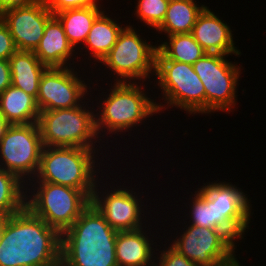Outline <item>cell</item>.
Segmentation results:
<instances>
[{
    "label": "cell",
    "mask_w": 266,
    "mask_h": 266,
    "mask_svg": "<svg viewBox=\"0 0 266 266\" xmlns=\"http://www.w3.org/2000/svg\"><path fill=\"white\" fill-rule=\"evenodd\" d=\"M61 234L27 207L4 217L0 266H49L60 259Z\"/></svg>",
    "instance_id": "cell-1"
},
{
    "label": "cell",
    "mask_w": 266,
    "mask_h": 266,
    "mask_svg": "<svg viewBox=\"0 0 266 266\" xmlns=\"http://www.w3.org/2000/svg\"><path fill=\"white\" fill-rule=\"evenodd\" d=\"M114 230L90 205L61 233L60 259L67 266H118Z\"/></svg>",
    "instance_id": "cell-2"
},
{
    "label": "cell",
    "mask_w": 266,
    "mask_h": 266,
    "mask_svg": "<svg viewBox=\"0 0 266 266\" xmlns=\"http://www.w3.org/2000/svg\"><path fill=\"white\" fill-rule=\"evenodd\" d=\"M110 80L111 88L106 89L109 90L108 94L101 93L98 105L95 104L97 107L95 111H98L95 113L96 131L99 138L103 137V140L107 134L118 136L124 135L123 133L129 130L131 132L134 127L137 129L142 123L144 124L147 118L159 114L156 99L150 98L148 87L147 91L143 90L145 88L143 82H114L112 84V79Z\"/></svg>",
    "instance_id": "cell-3"
},
{
    "label": "cell",
    "mask_w": 266,
    "mask_h": 266,
    "mask_svg": "<svg viewBox=\"0 0 266 266\" xmlns=\"http://www.w3.org/2000/svg\"><path fill=\"white\" fill-rule=\"evenodd\" d=\"M100 151L80 147L43 146L38 173L28 182H49L69 186L82 190L91 199L100 177L98 175L104 173L103 169L100 171L101 162L97 163L102 158L97 156Z\"/></svg>",
    "instance_id": "cell-4"
},
{
    "label": "cell",
    "mask_w": 266,
    "mask_h": 266,
    "mask_svg": "<svg viewBox=\"0 0 266 266\" xmlns=\"http://www.w3.org/2000/svg\"><path fill=\"white\" fill-rule=\"evenodd\" d=\"M155 76L157 85L153 86L162 90L161 100L165 103L157 102L159 113L175 107L192 116L207 115L205 88L191 64L168 60L157 49Z\"/></svg>",
    "instance_id": "cell-5"
},
{
    "label": "cell",
    "mask_w": 266,
    "mask_h": 266,
    "mask_svg": "<svg viewBox=\"0 0 266 266\" xmlns=\"http://www.w3.org/2000/svg\"><path fill=\"white\" fill-rule=\"evenodd\" d=\"M91 100L92 107L84 102L74 108L40 111L37 124L43 146L98 149L95 144L105 141L97 134Z\"/></svg>",
    "instance_id": "cell-6"
},
{
    "label": "cell",
    "mask_w": 266,
    "mask_h": 266,
    "mask_svg": "<svg viewBox=\"0 0 266 266\" xmlns=\"http://www.w3.org/2000/svg\"><path fill=\"white\" fill-rule=\"evenodd\" d=\"M90 203L82 190L69 186L49 182L26 184V207L60 234L73 225Z\"/></svg>",
    "instance_id": "cell-7"
},
{
    "label": "cell",
    "mask_w": 266,
    "mask_h": 266,
    "mask_svg": "<svg viewBox=\"0 0 266 266\" xmlns=\"http://www.w3.org/2000/svg\"><path fill=\"white\" fill-rule=\"evenodd\" d=\"M132 25H125L110 52L101 60L114 82H150L155 75L157 44L149 42ZM152 43V44H151ZM151 76V77H150Z\"/></svg>",
    "instance_id": "cell-8"
},
{
    "label": "cell",
    "mask_w": 266,
    "mask_h": 266,
    "mask_svg": "<svg viewBox=\"0 0 266 266\" xmlns=\"http://www.w3.org/2000/svg\"><path fill=\"white\" fill-rule=\"evenodd\" d=\"M227 57L229 55L206 53L192 65L205 88L207 115L218 111L230 114L236 109L243 66Z\"/></svg>",
    "instance_id": "cell-9"
},
{
    "label": "cell",
    "mask_w": 266,
    "mask_h": 266,
    "mask_svg": "<svg viewBox=\"0 0 266 266\" xmlns=\"http://www.w3.org/2000/svg\"><path fill=\"white\" fill-rule=\"evenodd\" d=\"M102 176L104 177V175H101V178L95 184L91 203L104 216L108 224L118 232L137 230L146 226L148 220L147 216H145V214L147 215L145 210H148L147 207L149 206L143 203L145 201L142 198L145 196H142L139 191L137 194V192L133 191L135 188L131 187V189L130 186H125L126 184L124 183L123 185H119L120 187L116 185V188L115 183L111 180L113 183L112 186L110 183H107L108 181H106L105 185L102 182Z\"/></svg>",
    "instance_id": "cell-10"
},
{
    "label": "cell",
    "mask_w": 266,
    "mask_h": 266,
    "mask_svg": "<svg viewBox=\"0 0 266 266\" xmlns=\"http://www.w3.org/2000/svg\"><path fill=\"white\" fill-rule=\"evenodd\" d=\"M184 224L169 244L198 266L229 264L237 257V245L222 230Z\"/></svg>",
    "instance_id": "cell-11"
},
{
    "label": "cell",
    "mask_w": 266,
    "mask_h": 266,
    "mask_svg": "<svg viewBox=\"0 0 266 266\" xmlns=\"http://www.w3.org/2000/svg\"><path fill=\"white\" fill-rule=\"evenodd\" d=\"M42 149L37 123L10 125L0 141V167L27 184L38 173Z\"/></svg>",
    "instance_id": "cell-12"
},
{
    "label": "cell",
    "mask_w": 266,
    "mask_h": 266,
    "mask_svg": "<svg viewBox=\"0 0 266 266\" xmlns=\"http://www.w3.org/2000/svg\"><path fill=\"white\" fill-rule=\"evenodd\" d=\"M75 69L78 70L72 66L48 67L44 71L36 98L40 111L74 108L84 102L91 103V98L88 99L87 95L91 94L89 92H92V88L84 81L89 78L84 79V76L79 74L80 70L77 72Z\"/></svg>",
    "instance_id": "cell-13"
},
{
    "label": "cell",
    "mask_w": 266,
    "mask_h": 266,
    "mask_svg": "<svg viewBox=\"0 0 266 266\" xmlns=\"http://www.w3.org/2000/svg\"><path fill=\"white\" fill-rule=\"evenodd\" d=\"M216 180L203 183L199 188L217 204L218 218H224V233L235 243L245 239L253 215L251 199L231 182ZM236 241V242H235Z\"/></svg>",
    "instance_id": "cell-14"
},
{
    "label": "cell",
    "mask_w": 266,
    "mask_h": 266,
    "mask_svg": "<svg viewBox=\"0 0 266 266\" xmlns=\"http://www.w3.org/2000/svg\"><path fill=\"white\" fill-rule=\"evenodd\" d=\"M53 16L46 0H34L4 12L0 18L7 25L17 50L34 52Z\"/></svg>",
    "instance_id": "cell-15"
},
{
    "label": "cell",
    "mask_w": 266,
    "mask_h": 266,
    "mask_svg": "<svg viewBox=\"0 0 266 266\" xmlns=\"http://www.w3.org/2000/svg\"><path fill=\"white\" fill-rule=\"evenodd\" d=\"M232 32L227 22L206 6L199 14L191 34L207 53L240 57L242 53L235 46Z\"/></svg>",
    "instance_id": "cell-16"
},
{
    "label": "cell",
    "mask_w": 266,
    "mask_h": 266,
    "mask_svg": "<svg viewBox=\"0 0 266 266\" xmlns=\"http://www.w3.org/2000/svg\"><path fill=\"white\" fill-rule=\"evenodd\" d=\"M146 228L147 224L137 230L117 233L115 250L118 266H155V251L160 244L154 242L156 233L152 232L151 235V229Z\"/></svg>",
    "instance_id": "cell-17"
},
{
    "label": "cell",
    "mask_w": 266,
    "mask_h": 266,
    "mask_svg": "<svg viewBox=\"0 0 266 266\" xmlns=\"http://www.w3.org/2000/svg\"><path fill=\"white\" fill-rule=\"evenodd\" d=\"M75 52L67 40L62 24L53 16L45 26L44 35L34 51L35 55L47 67H71L77 63L74 62L77 54Z\"/></svg>",
    "instance_id": "cell-18"
},
{
    "label": "cell",
    "mask_w": 266,
    "mask_h": 266,
    "mask_svg": "<svg viewBox=\"0 0 266 266\" xmlns=\"http://www.w3.org/2000/svg\"><path fill=\"white\" fill-rule=\"evenodd\" d=\"M108 14L106 10H104L93 22L92 27L87 35L86 41L84 42L83 46L79 49L80 51H77L76 53L81 52L83 53V50L85 49L87 54V49L89 53V58L85 57L87 60L91 61L94 60V62L97 61V63H100L101 60L110 52L112 47L117 41L119 33L122 31V29L125 27L122 24L120 25L118 22L119 20L116 18L113 19ZM118 20V21H117ZM117 22V23H116ZM123 26V27H122ZM99 61V62H98Z\"/></svg>",
    "instance_id": "cell-19"
},
{
    "label": "cell",
    "mask_w": 266,
    "mask_h": 266,
    "mask_svg": "<svg viewBox=\"0 0 266 266\" xmlns=\"http://www.w3.org/2000/svg\"><path fill=\"white\" fill-rule=\"evenodd\" d=\"M11 85L33 96L38 95L42 74L48 68L33 51L17 50L10 58Z\"/></svg>",
    "instance_id": "cell-20"
},
{
    "label": "cell",
    "mask_w": 266,
    "mask_h": 266,
    "mask_svg": "<svg viewBox=\"0 0 266 266\" xmlns=\"http://www.w3.org/2000/svg\"><path fill=\"white\" fill-rule=\"evenodd\" d=\"M40 110L36 99L10 85L0 94V115L11 125L37 123Z\"/></svg>",
    "instance_id": "cell-21"
},
{
    "label": "cell",
    "mask_w": 266,
    "mask_h": 266,
    "mask_svg": "<svg viewBox=\"0 0 266 266\" xmlns=\"http://www.w3.org/2000/svg\"><path fill=\"white\" fill-rule=\"evenodd\" d=\"M103 6L66 9L54 16L62 24L66 37L74 50H79L86 41L95 19L105 10Z\"/></svg>",
    "instance_id": "cell-22"
},
{
    "label": "cell",
    "mask_w": 266,
    "mask_h": 266,
    "mask_svg": "<svg viewBox=\"0 0 266 266\" xmlns=\"http://www.w3.org/2000/svg\"><path fill=\"white\" fill-rule=\"evenodd\" d=\"M196 0L170 2L162 24L156 29L166 36L191 33L199 14L206 7Z\"/></svg>",
    "instance_id": "cell-23"
},
{
    "label": "cell",
    "mask_w": 266,
    "mask_h": 266,
    "mask_svg": "<svg viewBox=\"0 0 266 266\" xmlns=\"http://www.w3.org/2000/svg\"><path fill=\"white\" fill-rule=\"evenodd\" d=\"M190 195V202H187L185 206L189 211H187L185 219L189 221H184L194 226H202L207 228H213L222 230L224 232V218H218V210L216 202H213L200 188H196L194 194ZM189 212V213H188ZM189 214V216H188ZM187 216V217H186ZM187 218V219H186Z\"/></svg>",
    "instance_id": "cell-24"
},
{
    "label": "cell",
    "mask_w": 266,
    "mask_h": 266,
    "mask_svg": "<svg viewBox=\"0 0 266 266\" xmlns=\"http://www.w3.org/2000/svg\"><path fill=\"white\" fill-rule=\"evenodd\" d=\"M157 45V49L168 59L193 65L207 52L191 33L173 34Z\"/></svg>",
    "instance_id": "cell-25"
},
{
    "label": "cell",
    "mask_w": 266,
    "mask_h": 266,
    "mask_svg": "<svg viewBox=\"0 0 266 266\" xmlns=\"http://www.w3.org/2000/svg\"><path fill=\"white\" fill-rule=\"evenodd\" d=\"M26 207V184L0 167V216L8 217Z\"/></svg>",
    "instance_id": "cell-26"
},
{
    "label": "cell",
    "mask_w": 266,
    "mask_h": 266,
    "mask_svg": "<svg viewBox=\"0 0 266 266\" xmlns=\"http://www.w3.org/2000/svg\"><path fill=\"white\" fill-rule=\"evenodd\" d=\"M168 5V0H137L134 15L147 28L156 30L165 18Z\"/></svg>",
    "instance_id": "cell-27"
},
{
    "label": "cell",
    "mask_w": 266,
    "mask_h": 266,
    "mask_svg": "<svg viewBox=\"0 0 266 266\" xmlns=\"http://www.w3.org/2000/svg\"><path fill=\"white\" fill-rule=\"evenodd\" d=\"M165 246L161 250L157 248L155 256V266H198L194 261H190L184 255L180 254L176 249H174L170 244ZM160 253V254H159Z\"/></svg>",
    "instance_id": "cell-28"
},
{
    "label": "cell",
    "mask_w": 266,
    "mask_h": 266,
    "mask_svg": "<svg viewBox=\"0 0 266 266\" xmlns=\"http://www.w3.org/2000/svg\"><path fill=\"white\" fill-rule=\"evenodd\" d=\"M103 1V0H100ZM99 0H46L48 9L54 14L74 8H84L90 6H103Z\"/></svg>",
    "instance_id": "cell-29"
},
{
    "label": "cell",
    "mask_w": 266,
    "mask_h": 266,
    "mask_svg": "<svg viewBox=\"0 0 266 266\" xmlns=\"http://www.w3.org/2000/svg\"><path fill=\"white\" fill-rule=\"evenodd\" d=\"M17 51L7 25L0 18V59L9 60Z\"/></svg>",
    "instance_id": "cell-30"
},
{
    "label": "cell",
    "mask_w": 266,
    "mask_h": 266,
    "mask_svg": "<svg viewBox=\"0 0 266 266\" xmlns=\"http://www.w3.org/2000/svg\"><path fill=\"white\" fill-rule=\"evenodd\" d=\"M11 85L9 60L0 59V94Z\"/></svg>",
    "instance_id": "cell-31"
},
{
    "label": "cell",
    "mask_w": 266,
    "mask_h": 266,
    "mask_svg": "<svg viewBox=\"0 0 266 266\" xmlns=\"http://www.w3.org/2000/svg\"><path fill=\"white\" fill-rule=\"evenodd\" d=\"M34 0H0V15L16 7L28 4Z\"/></svg>",
    "instance_id": "cell-32"
},
{
    "label": "cell",
    "mask_w": 266,
    "mask_h": 266,
    "mask_svg": "<svg viewBox=\"0 0 266 266\" xmlns=\"http://www.w3.org/2000/svg\"><path fill=\"white\" fill-rule=\"evenodd\" d=\"M10 125L11 124L3 116L0 115V141L6 134V131L8 130Z\"/></svg>",
    "instance_id": "cell-33"
},
{
    "label": "cell",
    "mask_w": 266,
    "mask_h": 266,
    "mask_svg": "<svg viewBox=\"0 0 266 266\" xmlns=\"http://www.w3.org/2000/svg\"><path fill=\"white\" fill-rule=\"evenodd\" d=\"M227 266H243V263L242 265L239 263V260L237 259V257L232 261L230 262L229 264H227Z\"/></svg>",
    "instance_id": "cell-34"
},
{
    "label": "cell",
    "mask_w": 266,
    "mask_h": 266,
    "mask_svg": "<svg viewBox=\"0 0 266 266\" xmlns=\"http://www.w3.org/2000/svg\"><path fill=\"white\" fill-rule=\"evenodd\" d=\"M4 229V216H0V239Z\"/></svg>",
    "instance_id": "cell-35"
},
{
    "label": "cell",
    "mask_w": 266,
    "mask_h": 266,
    "mask_svg": "<svg viewBox=\"0 0 266 266\" xmlns=\"http://www.w3.org/2000/svg\"><path fill=\"white\" fill-rule=\"evenodd\" d=\"M49 266H67L61 259Z\"/></svg>",
    "instance_id": "cell-36"
},
{
    "label": "cell",
    "mask_w": 266,
    "mask_h": 266,
    "mask_svg": "<svg viewBox=\"0 0 266 266\" xmlns=\"http://www.w3.org/2000/svg\"><path fill=\"white\" fill-rule=\"evenodd\" d=\"M179 1H185V0H168V2H179Z\"/></svg>",
    "instance_id": "cell-37"
},
{
    "label": "cell",
    "mask_w": 266,
    "mask_h": 266,
    "mask_svg": "<svg viewBox=\"0 0 266 266\" xmlns=\"http://www.w3.org/2000/svg\"><path fill=\"white\" fill-rule=\"evenodd\" d=\"M218 266H227V264H219Z\"/></svg>",
    "instance_id": "cell-38"
}]
</instances>
